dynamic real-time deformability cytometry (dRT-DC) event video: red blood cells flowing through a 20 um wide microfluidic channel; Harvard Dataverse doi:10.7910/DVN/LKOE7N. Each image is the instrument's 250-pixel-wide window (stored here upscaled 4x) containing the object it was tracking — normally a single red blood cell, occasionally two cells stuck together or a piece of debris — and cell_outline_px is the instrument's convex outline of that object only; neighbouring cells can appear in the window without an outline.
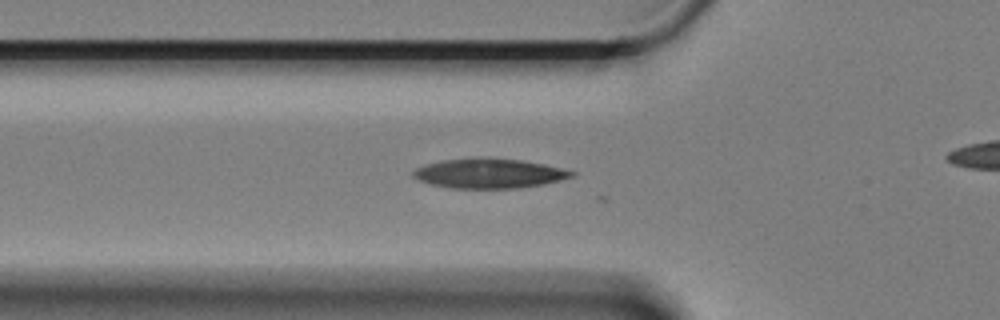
{"species": "Egyptian fruit bat (a non-hibernating species)", "species_latin": "Rousettus aegyptiacus", "temperature_condition": "cold", "stored_images_in_passage": 10, "camera_frame_rate_fps": 3000, "um_per_image_px": 0.085, "animal": {"sex": "female"}, "frame": {"image": 1, "passage_image": 2, "time_ms": 0.333, "image_size_px": [1000, 320], "cell_outline_px": [[576, 176], [544, 184], [520, 188], [448, 188], [432, 184], [420, 180], [412, 176], [412, 172], [416, 168], [424, 164], [440, 160], [480, 156], [520, 160], [544, 164], [576, 172]], "centroid_in_image_um": [41.56, 14.72], "position_along_channel_um": 84.2, "area_um2": 27.74}}
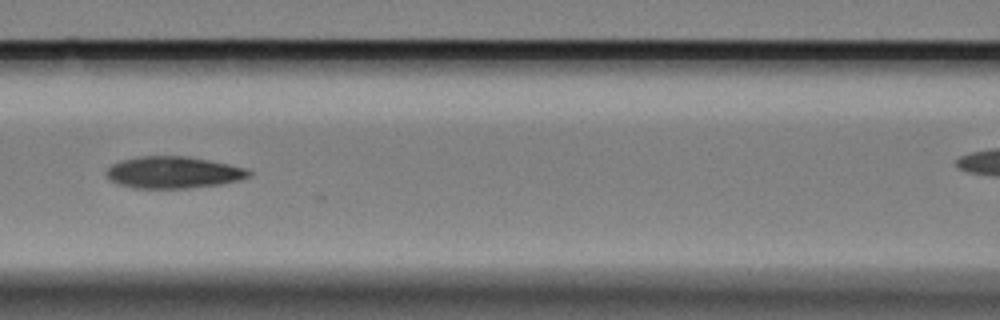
{"frame": {"image": 2, "passage_image": 8, "time_ms": 2.333, "image_size_px": [1000, 320], "cell_outline_px": [[252, 172], [248, 176], [240, 180], [220, 184], [188, 188], [132, 188], [120, 184], [112, 180], [104, 172], [112, 164], [120, 160], [140, 156], [184, 156], [208, 160], [248, 168]], "centroid_in_image_um": [14.73, 14.65], "position_along_channel_um": 151.9, "area_um2": 26.3}}